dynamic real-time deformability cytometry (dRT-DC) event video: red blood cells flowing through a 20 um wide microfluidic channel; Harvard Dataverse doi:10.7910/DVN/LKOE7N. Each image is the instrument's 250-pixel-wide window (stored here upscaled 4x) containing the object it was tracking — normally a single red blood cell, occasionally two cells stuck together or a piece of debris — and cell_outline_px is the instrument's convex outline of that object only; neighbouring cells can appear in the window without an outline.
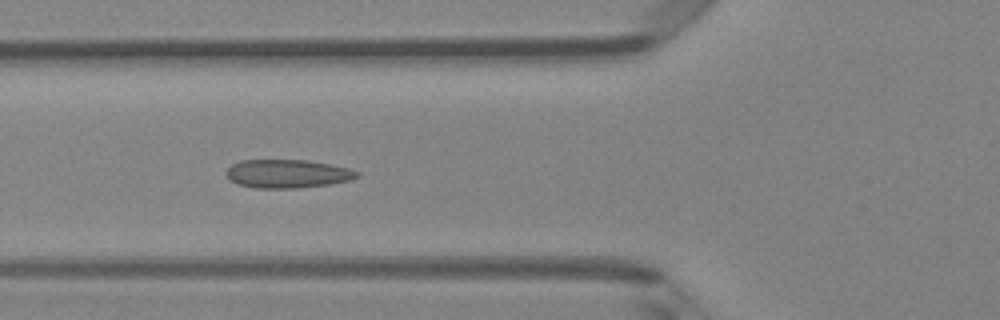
{"species": "Egyptian fruit bat (a non-hibernating species)", "species_latin": "Rousettus aegyptiacus", "temperature_condition": "room temperature", "stored_images_in_passage": 7, "camera_frame_rate_fps": 3000, "um_per_image_px": 0.085, "animal": {"sex": "female"}, "frame": {"image": 1, "passage_image": 5, "time_ms": 1.333, "image_size_px": [1000, 320], "cell_outline_px": [[360, 176], [352, 180], [328, 184], [296, 188], [256, 188], [236, 184], [228, 180], [224, 172], [232, 164], [240, 160], [308, 160], [332, 164], [348, 168], [360, 172]], "centroid_in_image_um": [24.42, 14.76], "position_along_channel_um": 101.4, "area_um2": 21.96}}
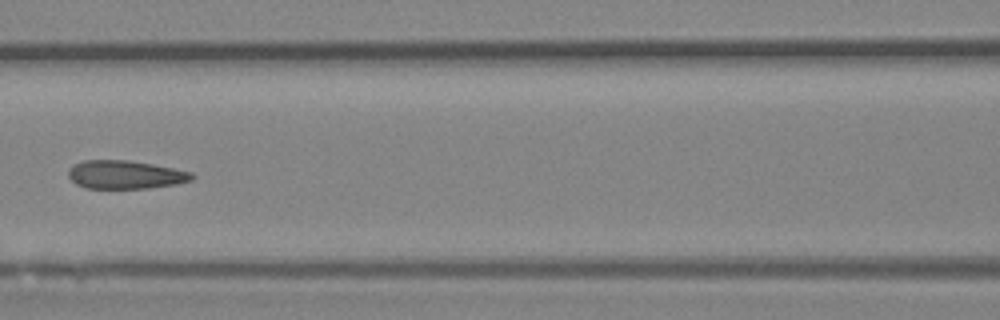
{"frame": {"image": 2, "passage_image": 6, "time_ms": 1.667, "image_size_px": [1000, 320], "cell_outline_px": [[196, 176], [192, 180], [176, 184], [148, 188], [84, 188], [76, 184], [68, 176], [68, 168], [72, 164], [84, 160], [128, 160], [152, 164], [192, 172]], "centroid_in_image_um": [10.63, 14.84], "position_along_channel_um": 156.0, "area_um2": 20.52}}
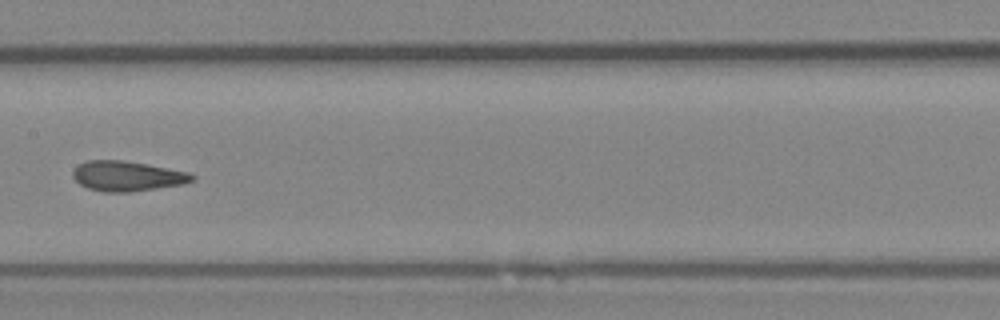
{"frame": {"image": 3, "passage_image": 7, "time_ms": 2.0, "image_size_px": [1000, 320], "cell_outline_px": [[196, 176], [192, 180], [180, 184], [156, 188], [128, 192], [104, 192], [88, 188], [80, 184], [72, 176], [72, 172], [80, 164], [88, 160], [124, 160], [188, 172]], "centroid_in_image_um": [10.77, 14.96], "position_along_channel_um": 196.6, "area_um2": 20.52}}